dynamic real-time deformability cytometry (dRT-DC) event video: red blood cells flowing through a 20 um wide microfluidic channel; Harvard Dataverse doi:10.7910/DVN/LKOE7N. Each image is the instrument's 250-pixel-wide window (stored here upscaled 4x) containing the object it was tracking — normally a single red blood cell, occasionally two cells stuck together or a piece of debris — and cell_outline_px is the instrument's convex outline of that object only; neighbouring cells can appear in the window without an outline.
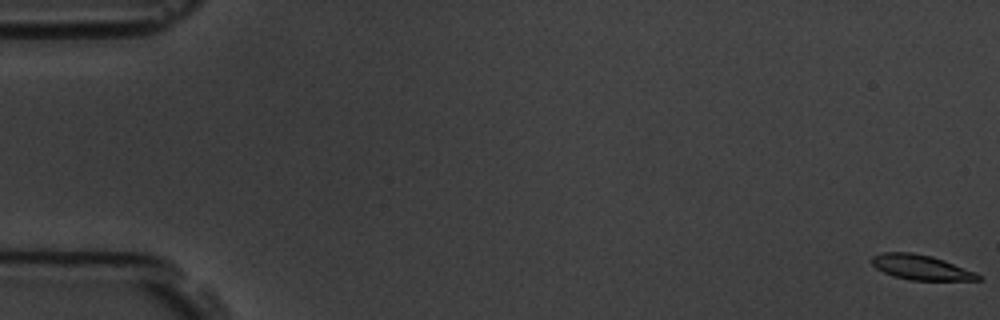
{"species": "common noctule bat (a hibernating species)", "species_latin": "Nyctalus noctula", "temperature_condition": "room temperature", "stored_images_in_passage": 6, "camera_frame_rate_fps": 3000, "um_per_image_px": 0.085, "animal": {"sex": "male", "body_mass_g": 19.5, "forearm_length_mm": 54.6}, "frame": {"image": 1, "passage_image": 1, "time_ms": 0.0, "image_size_px": [1000, 320], "cell_outline_px": [[980, 280], [912, 280], [892, 276], [876, 268], [872, 264], [872, 256], [884, 252], [912, 252], [932, 256], [944, 260], [976, 272], [980, 276]], "centroid_in_image_um": [78.27, 22.72], "position_along_channel_um": 6.7, "area_um2": 15.37}}
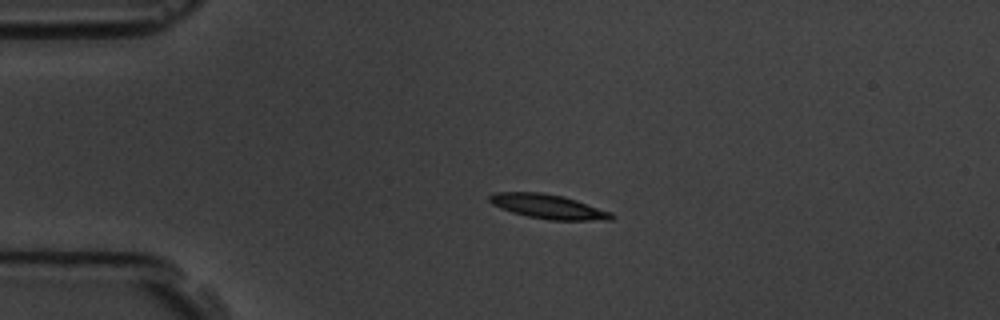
{"frame": {"image": 2, "passage_image": 5, "time_ms": 4.333, "image_size_px": [1000, 320], "cell_outline_px": [[616, 216], [612, 220], [548, 220], [528, 216], [512, 212], [500, 208], [492, 204], [488, 200], [488, 196], [496, 192], [540, 192], [564, 196], [612, 212]], "centroid_in_image_um": [46.61, 17.56], "position_along_channel_um": 38.4, "area_um2": 17.4}}